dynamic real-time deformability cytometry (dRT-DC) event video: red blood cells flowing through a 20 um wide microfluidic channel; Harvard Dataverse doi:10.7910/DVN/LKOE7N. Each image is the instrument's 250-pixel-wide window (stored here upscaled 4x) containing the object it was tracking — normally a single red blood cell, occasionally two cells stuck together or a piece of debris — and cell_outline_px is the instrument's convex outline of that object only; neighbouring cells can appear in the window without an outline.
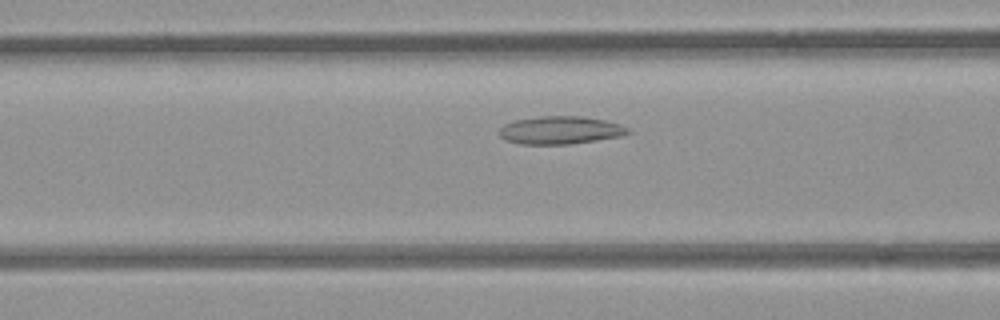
{"species": "common noctule bat (a hibernating species)", "species_latin": "Nyctalus noctula", "temperature_condition": "room temperature", "stored_images_in_passage": 30, "camera_frame_rate_fps": 3000, "um_per_image_px": 0.085, "animal": {"sex": "female", "body_mass_g": 21.9}, "frame": {"image": 1, "passage_image": 5, "time_ms": 1.333, "image_size_px": [1000, 320], "cell_outline_px": [[632, 132], [624, 136], [568, 144], [520, 144], [504, 140], [500, 136], [500, 128], [504, 124], [516, 120], [540, 116], [584, 116], [604, 120], [620, 124], [628, 128]], "centroid_in_image_um": [47.65, 11.06], "position_along_channel_um": 119.0, "area_um2": 20.98}}
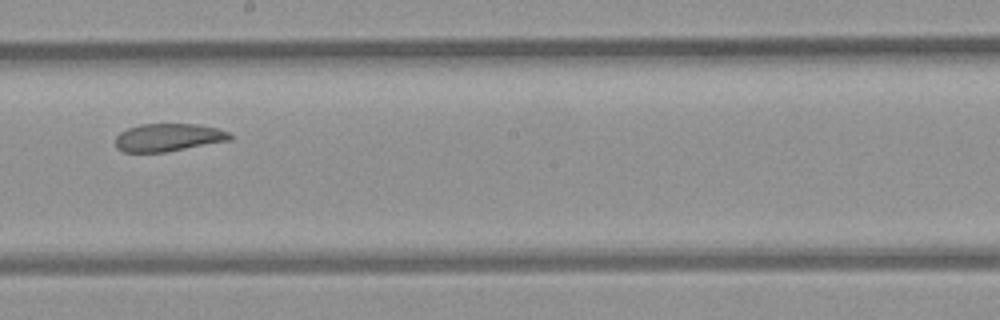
{"frame": {"image": 2, "passage_image": 14, "time_ms": 4.333, "image_size_px": [1000, 320], "cell_outline_px": [[232, 140], [164, 152], [124, 152], [116, 148], [116, 136], [120, 132], [128, 128], [140, 124], [196, 124], [220, 128], [228, 132], [232, 136]], "centroid_in_image_um": [14.32, 11.68], "position_along_channel_um": 233.9, "area_um2": 18.61}}
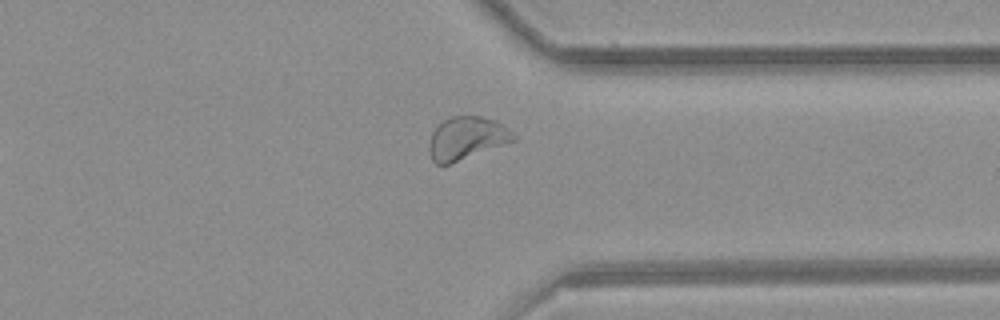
{"frame": {"image": 3, "passage_image": 25, "time_ms": 8.0, "image_size_px": [1000, 320], "cell_outline_px": [[516, 140], [452, 164], [436, 164], [432, 160], [428, 152], [428, 144], [432, 132], [444, 120], [452, 116], [480, 116], [492, 120], [508, 128], [516, 136]], "centroid_in_image_um": [39.63, 11.77], "position_along_channel_um": 371.8, "area_um2": 21.04}, "authors_computed_cell_mechanics": {"area_um2": 19.8832, "velocity_mm_per_s": 3.8304, "shape_relaxation_time_tau1_ms": null, "shape_relaxation_time_tau2_ms": 3.5378, "deformation_change_tau1": null, "deformation_change_tau2": 0.0706}}